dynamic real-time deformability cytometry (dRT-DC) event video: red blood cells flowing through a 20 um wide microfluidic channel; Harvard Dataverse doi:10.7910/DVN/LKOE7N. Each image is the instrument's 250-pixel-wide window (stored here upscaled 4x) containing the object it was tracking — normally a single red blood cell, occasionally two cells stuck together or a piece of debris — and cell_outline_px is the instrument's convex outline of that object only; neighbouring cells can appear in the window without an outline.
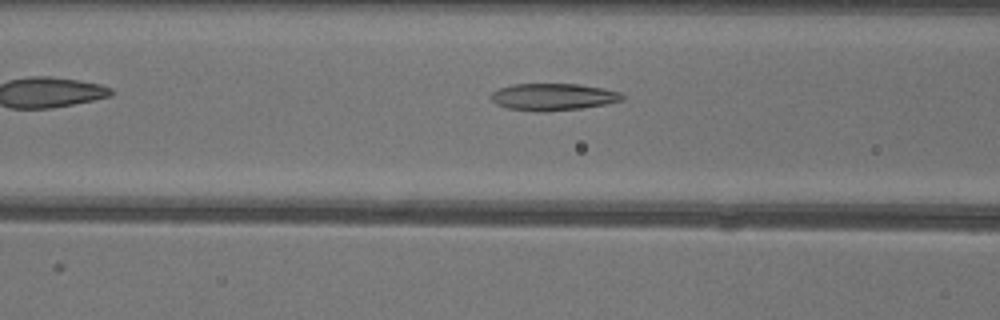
{"species": "common noctule bat (a hibernating species)", "species_latin": "Nyctalus noctula", "temperature_condition": "warm", "stored_images_in_passage": 38, "camera_frame_rate_fps": 3000, "um_per_image_px": 0.085, "animal": {"sex": "female"}, "frame": {"image": 1, "passage_image": 7, "time_ms": 2.0, "image_size_px": [1000, 320], "cell_outline_px": [[624, 100], [608, 104], [580, 108], [508, 108], [496, 104], [488, 96], [492, 92], [500, 88], [512, 84], [580, 84], [604, 88], [620, 92], [624, 96]], "centroid_in_image_um": [47.07, 8.17], "position_along_channel_um": 119.5, "area_um2": 19.71}}
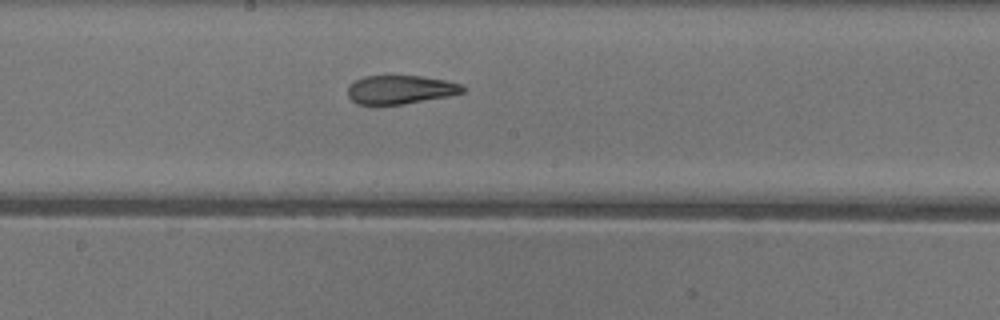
{"frame": {"image": 2, "passage_image": 14, "time_ms": 4.333, "image_size_px": [1000, 320], "cell_outline_px": [[468, 88], [464, 92], [448, 96], [404, 104], [356, 104], [348, 96], [348, 84], [364, 76], [424, 76], [464, 84]], "centroid_in_image_um": [34.07, 7.61], "position_along_channel_um": 214.1, "area_um2": 19.31}}
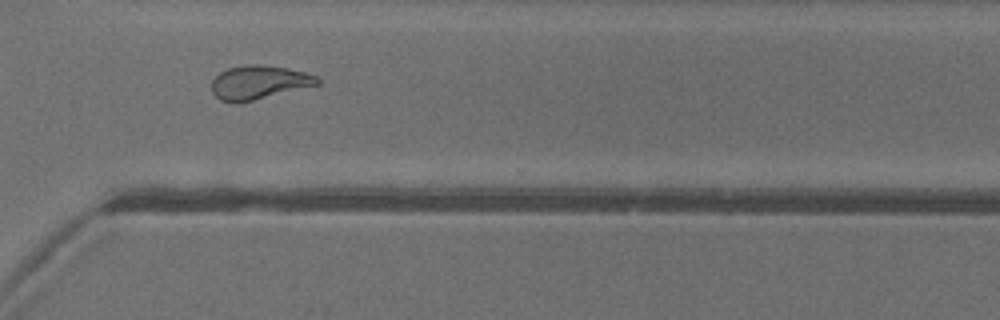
{"frame": {"image": 3, "passage_image": 24, "time_ms": 7.667, "image_size_px": [1000, 320], "cell_outline_px": [[320, 84], [236, 104], [232, 104], [220, 100], [212, 92], [212, 80], [220, 72], [228, 68], [248, 64], [264, 64], [288, 68], [304, 72], [316, 76], [320, 80]], "centroid_in_image_um": [21.98, 7.0], "position_along_channel_um": 348.6, "area_um2": 20.87}, "authors_computed_cell_mechanics": {"area_um2": 20.9814, "velocity_mm_per_s": 4.0496, "shape_relaxation_time_tau1_ms": 7.7339, "shape_relaxation_time_tau2_ms": 2.1278, "deformation_change_tau1": 0.2593, "deformation_change_tau2": 0.1112}}